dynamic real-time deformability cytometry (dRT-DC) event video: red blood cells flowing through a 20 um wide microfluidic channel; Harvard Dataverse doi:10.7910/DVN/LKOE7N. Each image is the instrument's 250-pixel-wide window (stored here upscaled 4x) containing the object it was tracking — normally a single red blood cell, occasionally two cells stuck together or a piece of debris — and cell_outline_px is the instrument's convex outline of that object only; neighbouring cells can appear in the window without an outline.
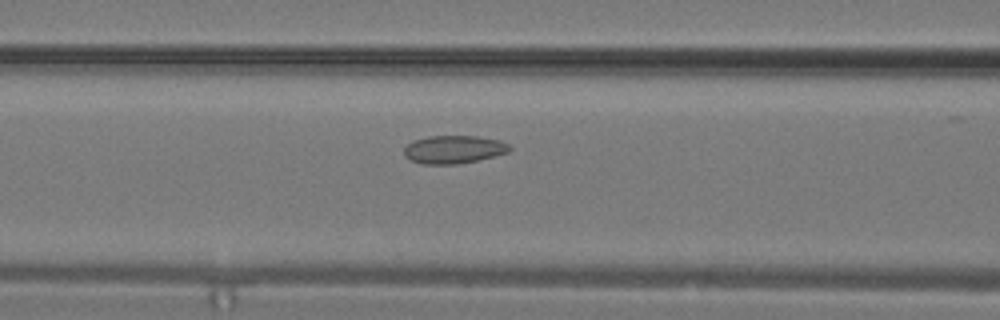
{"species": "common noctule bat (a hibernating species)", "species_latin": "Nyctalus noctula", "temperature_condition": "warm", "stored_images_in_passage": 19, "camera_frame_rate_fps": 3000, "um_per_image_px": 0.085, "animal": {"sex": "male", "body_mass_g": 19.2, "forearm_length_mm": 51.8}, "frame": {"image": 1, "passage_image": 5, "time_ms": 1.333, "image_size_px": [1000, 320], "cell_outline_px": [[512, 148], [508, 152], [476, 160], [456, 164], [424, 164], [412, 160], [404, 156], [404, 148], [412, 140], [428, 136], [476, 136], [500, 140], [508, 144]], "centroid_in_image_um": [38.54, 12.69], "position_along_channel_um": 128.1, "area_um2": 17.11}}
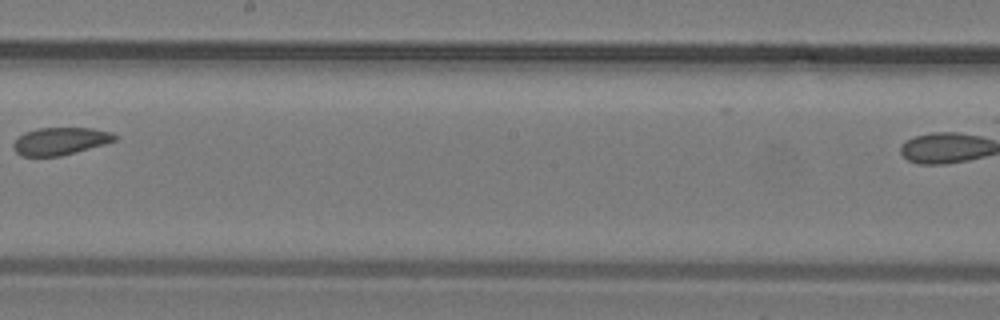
{"frame": {"image": 2, "passage_image": 10, "time_ms": 3.0, "image_size_px": [1000, 320], "cell_outline_px": [[116, 140], [104, 144], [60, 156], [20, 156], [12, 148], [12, 144], [24, 132], [36, 128], [92, 128], [112, 132], [116, 136]], "centroid_in_image_um": [5.09, 11.99], "position_along_channel_um": 243.1, "area_um2": 16.18}}
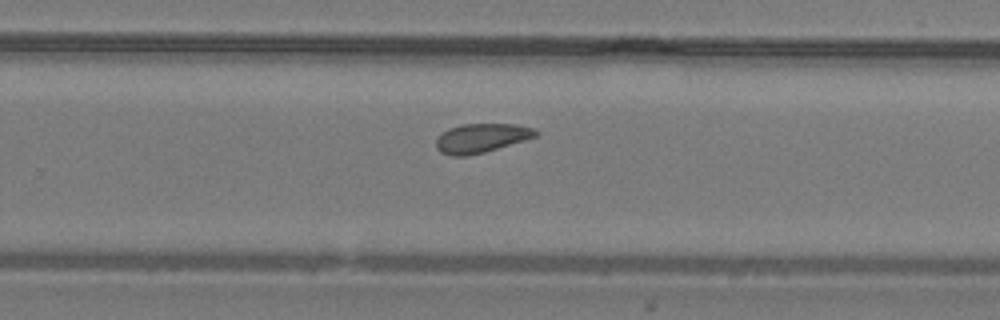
{"frame": {"image": 3, "passage_image": 12, "time_ms": 3.667, "image_size_px": [1000, 320], "cell_outline_px": [[540, 132], [536, 136], [524, 140], [484, 152], [464, 156], [452, 156], [440, 152], [436, 148], [436, 140], [448, 128], [460, 124], [516, 124], [532, 128]], "centroid_in_image_um": [40.9, 11.73], "position_along_channel_um": 288.9, "area_um2": 16.7}}